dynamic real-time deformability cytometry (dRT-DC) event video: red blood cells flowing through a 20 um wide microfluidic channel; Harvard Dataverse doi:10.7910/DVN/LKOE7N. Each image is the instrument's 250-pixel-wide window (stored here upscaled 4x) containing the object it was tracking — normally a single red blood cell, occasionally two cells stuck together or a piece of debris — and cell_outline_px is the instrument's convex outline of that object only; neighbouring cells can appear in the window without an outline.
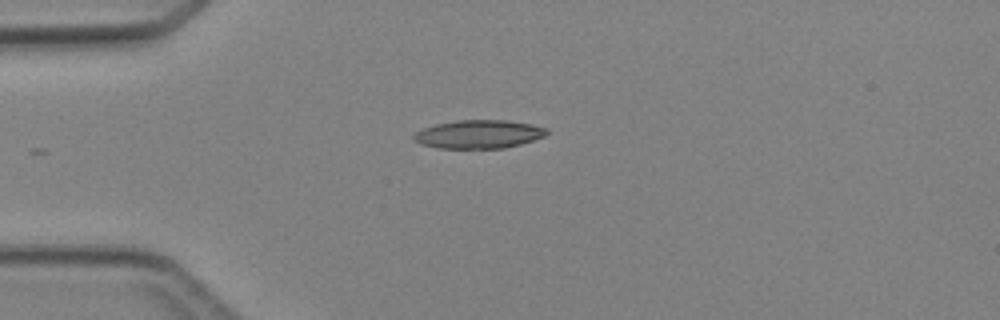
{"species": "Egyptian fruit bat (a non-hibernating species)", "species_latin": "Rousettus aegyptiacus", "temperature_condition": "cold", "stored_images_in_passage": 1, "camera_frame_rate_fps": 3000, "um_per_image_px": 0.085, "animal": {"sex": "female"}, "frame": {"image": 1, "passage_image": 1, "time_ms": 0.0, "image_size_px": [1000, 320], "cell_outline_px": [[548, 132], [544, 136], [520, 144], [504, 148], [440, 148], [420, 144], [412, 140], [412, 136], [416, 132], [424, 128], [436, 124], [456, 120], [508, 120], [532, 124], [548, 128]], "centroid_in_image_um": [40.68, 11.4], "position_along_channel_um": 44.3, "area_um2": 22.02}}